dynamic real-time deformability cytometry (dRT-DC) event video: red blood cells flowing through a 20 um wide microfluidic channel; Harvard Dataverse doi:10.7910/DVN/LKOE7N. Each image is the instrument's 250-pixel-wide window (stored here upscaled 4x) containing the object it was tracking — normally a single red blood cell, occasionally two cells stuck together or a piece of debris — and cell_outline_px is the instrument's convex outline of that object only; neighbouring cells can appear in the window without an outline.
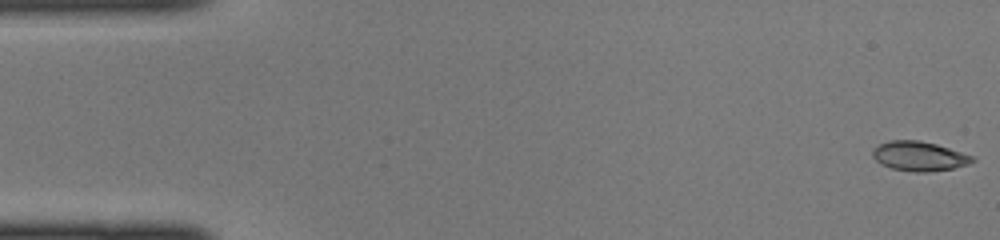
{"species": "common noctule bat (a hibernating species)", "species_latin": "Nyctalus noctula", "temperature_condition": "cold", "stored_images_in_passage": 45, "camera_frame_rate_fps": 3000, "um_per_image_px": 0.085, "animal": {"sex": "female", "body_mass_g": 22.0, "forearm_length_mm": 56.7}, "frame": {"image": 1, "passage_image": 1, "time_ms": 0.0, "image_size_px": [1000, 240], "cell_outline_px": [[976, 160], [968, 164], [952, 168], [928, 172], [916, 172], [892, 168], [880, 164], [872, 156], [872, 148], [888, 140], [920, 140], [936, 144], [972, 156]], "centroid_in_image_um": [78.08, 13.27], "position_along_channel_um": 6.9, "area_um2": 17.05}}
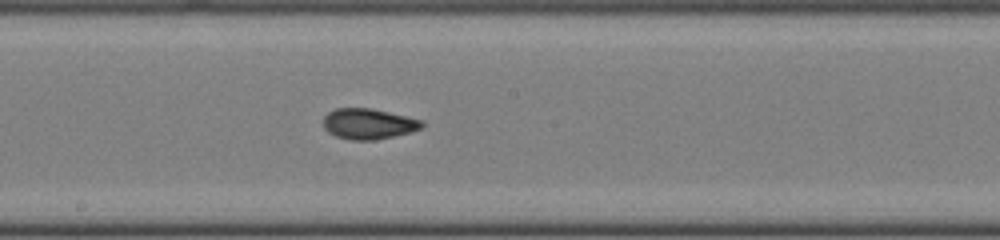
{"frame": {"image": 2, "passage_image": 24, "time_ms": 7.667, "image_size_px": [1000, 240], "cell_outline_px": [[424, 124], [420, 128], [408, 132], [376, 140], [352, 140], [336, 136], [328, 132], [324, 128], [324, 116], [328, 112], [336, 108], [372, 108], [424, 120]], "centroid_in_image_um": [31.3, 10.51], "position_along_channel_um": 216.9, "area_um2": 17.51}}
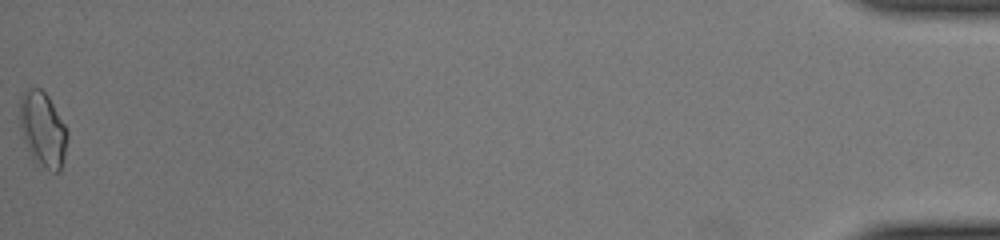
{"frame": {"image": 3, "passage_image": 45, "time_ms": 14.667, "image_size_px": [1000, 240], "cell_outline_px": [[68, 136], [64, 156], [60, 172], [48, 172], [36, 164], [32, 160], [24, 140], [20, 128], [20, 96], [28, 88], [40, 88], [48, 96], [64, 124], [68, 132]], "centroid_in_image_um": [3.63, 11.05], "position_along_channel_um": 431.6, "area_um2": 20.98}}